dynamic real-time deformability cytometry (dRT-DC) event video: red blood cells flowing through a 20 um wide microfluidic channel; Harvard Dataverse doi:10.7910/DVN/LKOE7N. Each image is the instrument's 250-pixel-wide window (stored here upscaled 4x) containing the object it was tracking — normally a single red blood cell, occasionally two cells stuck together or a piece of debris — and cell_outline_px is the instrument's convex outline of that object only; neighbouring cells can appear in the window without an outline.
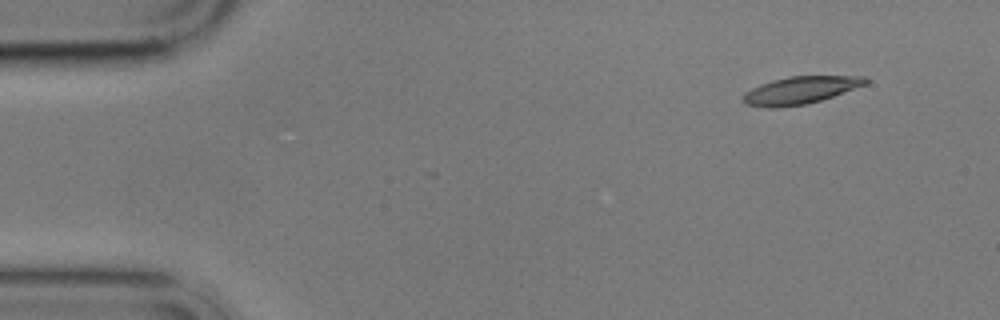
{"species": "common noctule bat (a hibernating species)", "species_latin": "Nyctalus noctula", "temperature_condition": "cold", "stored_images_in_passage": 4, "camera_frame_rate_fps": 3000, "um_per_image_px": 0.085, "animal": {"sex": "male", "body_mass_g": 17.9}, "frame": {"image": 1, "passage_image": 1, "time_ms": 0.0, "image_size_px": [1000, 320], "cell_outline_px": [[868, 84], [820, 100], [804, 104], [776, 108], [768, 108], [748, 104], [740, 100], [744, 92], [760, 84], [772, 80], [788, 76], [864, 76], [868, 80]], "centroid_in_image_um": [67.99, 7.66], "position_along_channel_um": 17.0, "area_um2": 19.54}}
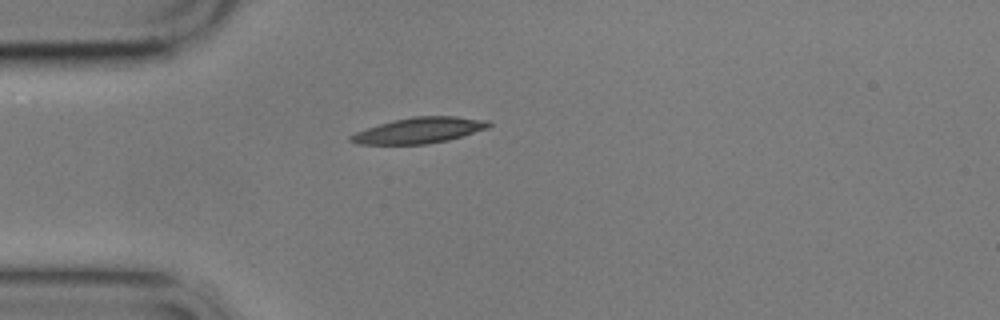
{"frame": {"image": 2, "passage_image": 4, "time_ms": 3.333, "image_size_px": [1000, 320], "cell_outline_px": [[492, 124], [488, 128], [448, 140], [428, 144], [356, 144], [348, 140], [348, 136], [356, 132], [380, 124], [412, 116], [456, 116], [488, 120]], "centroid_in_image_um": [35.64, 11.08], "position_along_channel_um": 49.4, "area_um2": 20.63}}